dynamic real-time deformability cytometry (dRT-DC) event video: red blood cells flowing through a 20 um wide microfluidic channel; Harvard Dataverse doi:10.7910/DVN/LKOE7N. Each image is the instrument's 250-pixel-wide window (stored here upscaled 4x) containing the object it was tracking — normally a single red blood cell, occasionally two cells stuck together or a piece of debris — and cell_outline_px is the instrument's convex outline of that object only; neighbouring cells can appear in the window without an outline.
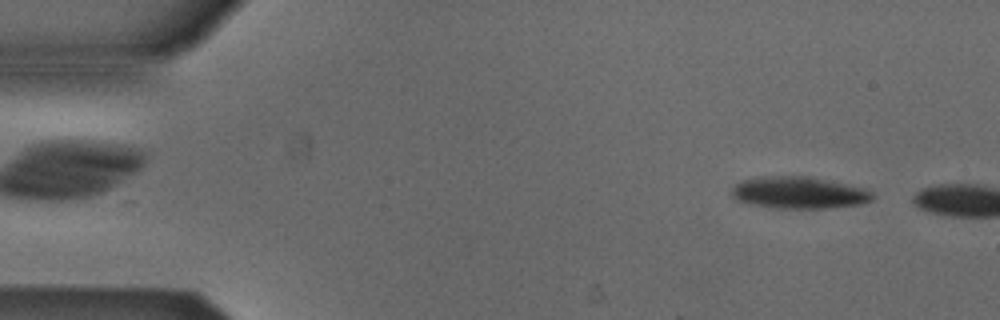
{"species": "Egyptian fruit bat (a non-hibernating species)", "species_latin": "Rousettus aegyptiacus", "temperature_condition": "cold", "stored_images_in_passage": 6, "camera_frame_rate_fps": 3000, "um_per_image_px": 0.085, "animal": {"sex": "male"}, "frame": {"image": 1, "passage_image": 4, "time_ms": 1.0, "image_size_px": [1000, 320], "cell_outline_px": [[872, 200], [856, 204], [828, 208], [776, 208], [752, 204], [740, 200], [732, 196], [732, 188], [740, 180], [760, 176], [804, 176], [860, 188], [872, 192]], "centroid_in_image_um": [67.82, 16.38], "position_along_channel_um": 17.2, "area_um2": 25.43}}